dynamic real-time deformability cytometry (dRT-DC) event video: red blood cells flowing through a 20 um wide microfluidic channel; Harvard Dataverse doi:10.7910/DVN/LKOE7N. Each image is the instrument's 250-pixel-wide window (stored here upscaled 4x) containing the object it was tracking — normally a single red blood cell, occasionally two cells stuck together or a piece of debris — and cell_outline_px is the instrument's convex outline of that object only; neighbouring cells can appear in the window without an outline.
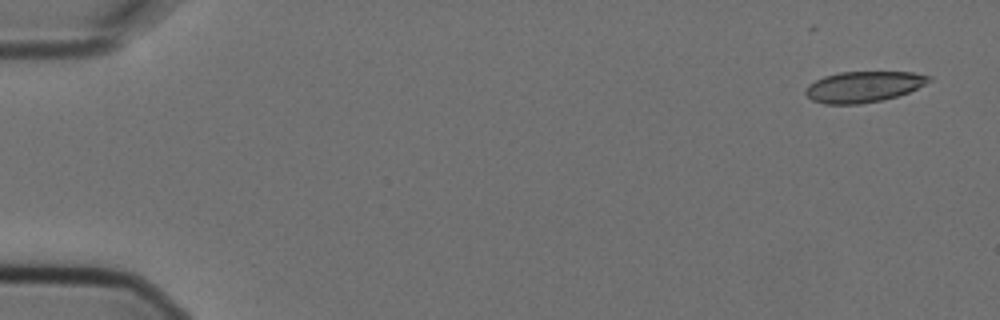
{"species": "Egyptian fruit bat (a non-hibernating species)", "species_latin": "Rousettus aegyptiacus", "temperature_condition": "cold", "stored_images_in_passage": 5, "camera_frame_rate_fps": 3000, "um_per_image_px": 0.085, "animal": {"sex": "female"}, "frame": {"image": 1, "passage_image": 1, "time_ms": 0.0, "image_size_px": [1000, 320], "cell_outline_px": [[932, 80], [908, 92], [896, 96], [880, 100], [860, 104], [824, 104], [812, 100], [804, 92], [808, 84], [824, 76], [840, 72], [912, 72], [932, 76]], "centroid_in_image_um": [73.38, 7.37], "position_along_channel_um": 11.6, "area_um2": 22.08}}
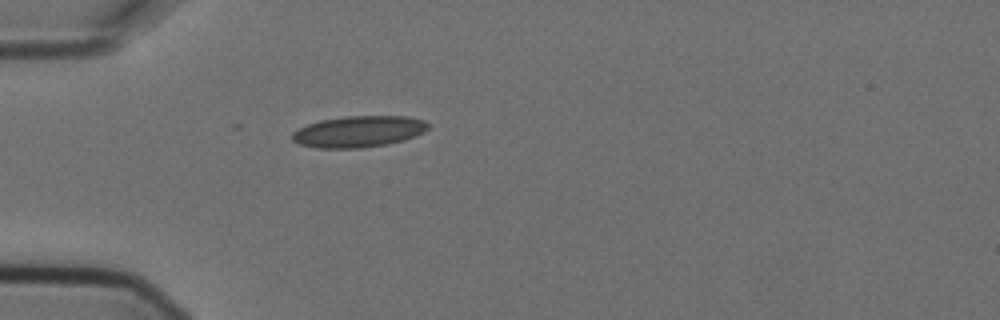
{"frame": {"image": 2, "passage_image": 5, "time_ms": 1.333, "image_size_px": [1000, 320], "cell_outline_px": [[428, 128], [424, 132], [416, 136], [404, 140], [388, 144], [360, 148], [316, 148], [300, 144], [292, 140], [292, 132], [296, 128], [320, 120], [344, 116], [404, 116], [424, 120], [428, 124]], "centroid_in_image_um": [30.46, 11.18], "position_along_channel_um": 54.5, "area_um2": 24.97}}